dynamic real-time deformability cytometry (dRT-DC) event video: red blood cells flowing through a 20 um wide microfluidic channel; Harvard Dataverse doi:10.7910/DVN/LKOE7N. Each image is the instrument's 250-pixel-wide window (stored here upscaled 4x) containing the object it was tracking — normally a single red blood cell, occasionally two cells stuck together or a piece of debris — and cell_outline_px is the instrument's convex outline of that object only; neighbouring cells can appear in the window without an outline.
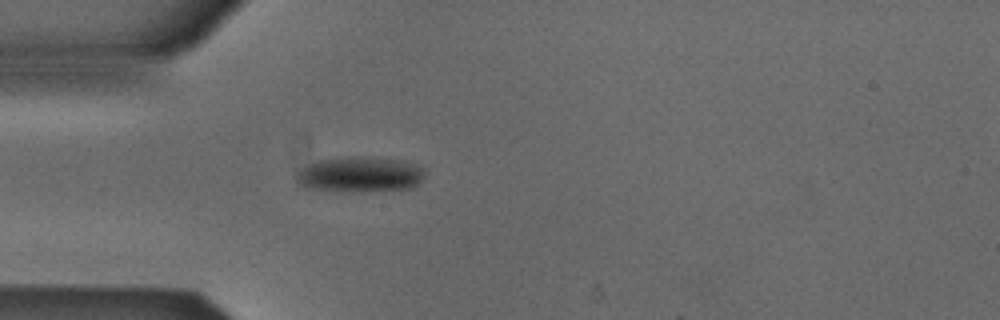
{"species": "Egyptian fruit bat (a non-hibernating species)", "species_latin": "Rousettus aegyptiacus", "temperature_condition": "cold", "stored_images_in_passage": 45, "camera_frame_rate_fps": 3000, "um_per_image_px": 0.085, "animal": {"sex": "male"}, "frame": {"image": 1, "passage_image": 7, "time_ms": 2.0, "image_size_px": [1000, 320], "cell_outline_px": [[424, 176], [412, 188], [352, 192], [340, 192], [304, 188], [296, 184], [296, 172], [300, 168], [308, 164], [320, 160], [352, 156], [404, 160], [416, 164], [424, 168]], "centroid_in_image_um": [30.53, 14.84], "position_along_channel_um": 54.5, "area_um2": 26.88}}
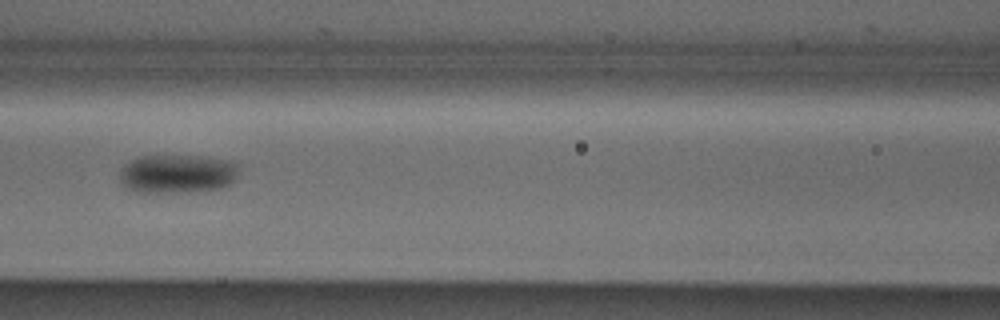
{"frame": {"image": 2, "passage_image": 15, "time_ms": 4.667, "image_size_px": [1000, 320], "cell_outline_px": [[240, 164], [236, 176], [232, 184], [220, 188], [188, 192], [136, 192], [124, 188], [120, 184], [120, 168], [124, 164], [140, 156], [208, 156], [228, 160]], "centroid_in_image_um": [15.07, 14.77], "position_along_channel_um": 151.5, "area_um2": 27.34}}
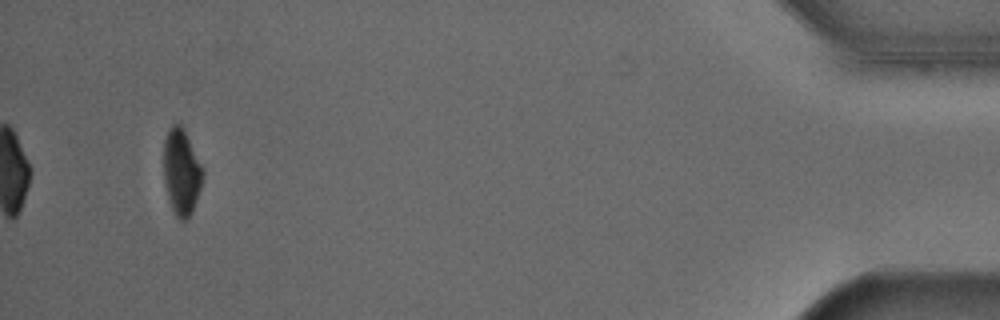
{"frame": {"image": 3, "passage_image": 42, "time_ms": 13.667, "image_size_px": [1000, 320], "cell_outline_px": [[204, 176], [192, 212], [188, 220], [184, 224], [176, 216], [172, 208], [168, 196], [164, 180], [164, 140], [168, 128], [172, 124], [180, 124], [184, 128], [204, 172]], "centroid_in_image_um": [15.42, 14.63], "position_along_channel_um": 419.8, "area_um2": 19.59}, "authors_computed_cell_mechanics": {"area_um2": 23.987, "velocity_mm_per_s": 3.8869, "shape_relaxation_time_tau1_ms": 3.1355, "shape_relaxation_time_tau2_ms": null, "deformation_change_tau1": 0.0912, "deformation_change_tau2": null}}